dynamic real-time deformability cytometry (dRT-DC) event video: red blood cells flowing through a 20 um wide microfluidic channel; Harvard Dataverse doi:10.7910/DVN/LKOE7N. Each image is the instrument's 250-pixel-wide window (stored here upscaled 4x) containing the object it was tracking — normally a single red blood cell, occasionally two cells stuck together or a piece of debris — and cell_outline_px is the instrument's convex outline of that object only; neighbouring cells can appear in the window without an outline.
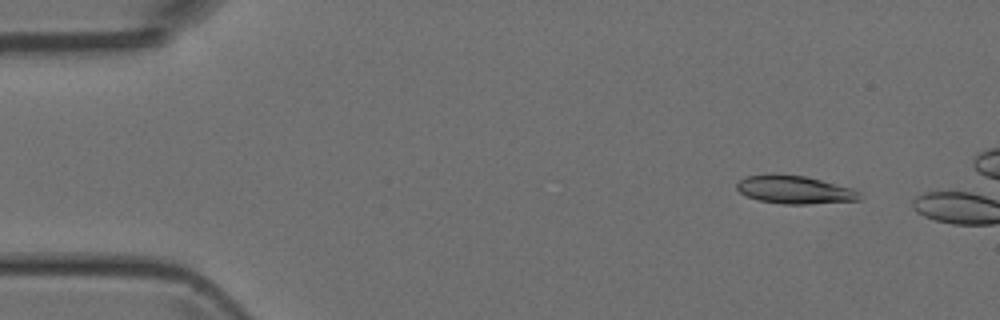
{"species": "Egyptian fruit bat (a non-hibernating species)", "species_latin": "Rousettus aegyptiacus", "temperature_condition": "room temperature", "stored_images_in_passage": 3, "camera_frame_rate_fps": 3000, "um_per_image_px": 0.085, "animal": {"sex": "female"}, "frame": {"image": 1, "passage_image": 2, "time_ms": 1.333, "image_size_px": [1000, 320], "cell_outline_px": [[864, 196], [860, 200], [808, 204], [780, 204], [760, 200], [748, 196], [740, 192], [736, 188], [736, 184], [740, 180], [748, 176], [772, 172], [804, 176], [852, 188], [860, 192]], "centroid_in_image_um": [67.55, 16.11], "position_along_channel_um": 17.4, "area_um2": 20.29}}